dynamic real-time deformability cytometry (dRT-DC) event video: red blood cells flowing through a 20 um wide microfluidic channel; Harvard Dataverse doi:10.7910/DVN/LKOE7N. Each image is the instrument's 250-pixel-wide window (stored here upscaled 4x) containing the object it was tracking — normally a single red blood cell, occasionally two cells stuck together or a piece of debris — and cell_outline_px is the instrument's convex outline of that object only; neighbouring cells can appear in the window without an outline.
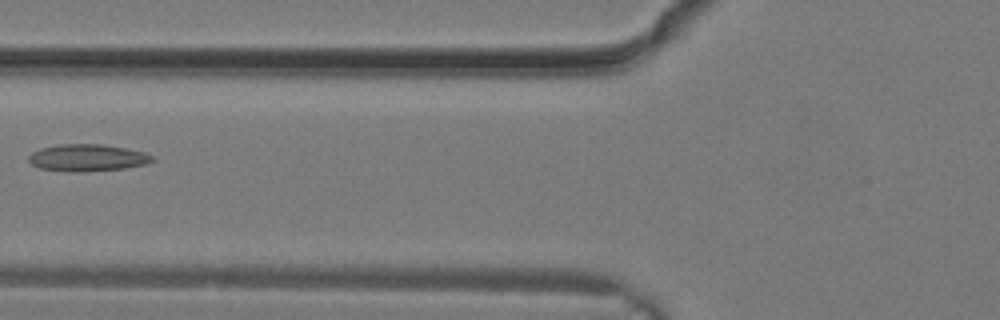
{"species": "common noctule bat (a hibernating species)", "species_latin": "Nyctalus noctula", "temperature_condition": "warm", "stored_images_in_passage": 22, "camera_frame_rate_fps": 3000, "um_per_image_px": 0.085, "animal": {"sex": "male", "body_mass_g": 19.2, "forearm_length_mm": 51.8}, "frame": {"image": 1, "passage_image": 5, "time_ms": 1.333, "image_size_px": [1000, 320], "cell_outline_px": [[156, 160], [144, 164], [124, 168], [84, 172], [68, 172], [40, 168], [32, 164], [28, 160], [28, 156], [32, 152], [40, 148], [60, 144], [100, 144], [124, 148], [144, 152], [156, 156]], "centroid_in_image_um": [7.43, 13.41], "position_along_channel_um": 118.4, "area_um2": 19.54}}
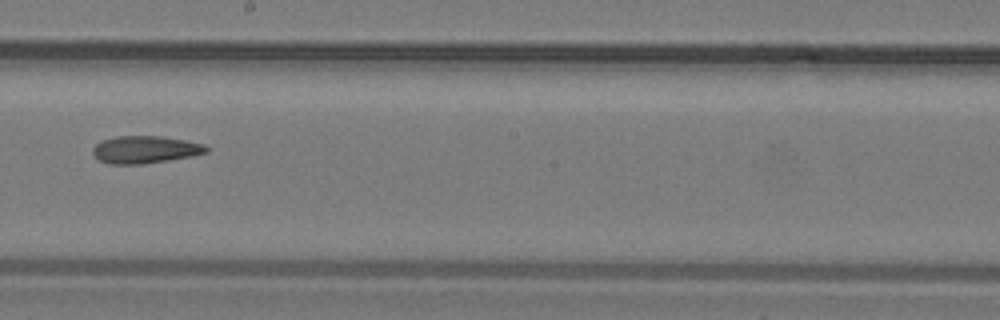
{"frame": {"image": 2, "passage_image": 10, "time_ms": 3.0, "image_size_px": [1000, 320], "cell_outline_px": [[208, 152], [192, 156], [144, 164], [108, 164], [100, 160], [92, 152], [92, 148], [100, 140], [116, 136], [160, 136], [184, 140], [204, 144], [208, 148]], "centroid_in_image_um": [12.32, 12.71], "position_along_channel_um": 235.9, "area_um2": 18.15}}
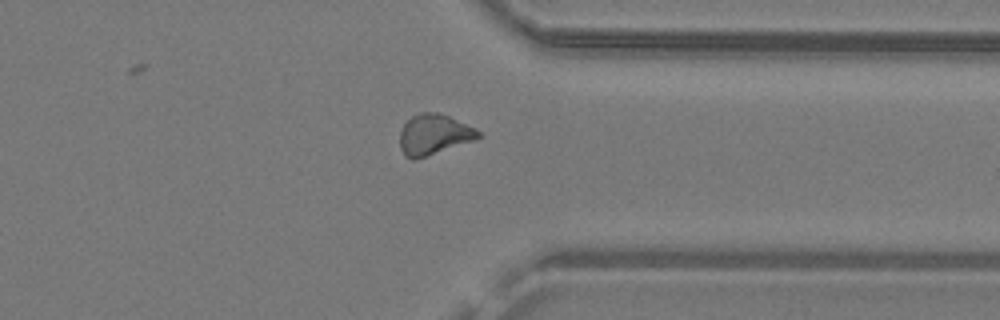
{"frame": {"image": 3, "passage_image": 16, "time_ms": 5.0, "image_size_px": [1000, 320], "cell_outline_px": [[480, 136], [476, 140], [412, 160], [404, 156], [400, 148], [400, 128], [412, 116], [420, 112], [436, 112], [448, 116], [476, 128], [480, 132]], "centroid_in_image_um": [36.86, 11.43], "position_along_channel_um": 374.5, "area_um2": 18.44}}